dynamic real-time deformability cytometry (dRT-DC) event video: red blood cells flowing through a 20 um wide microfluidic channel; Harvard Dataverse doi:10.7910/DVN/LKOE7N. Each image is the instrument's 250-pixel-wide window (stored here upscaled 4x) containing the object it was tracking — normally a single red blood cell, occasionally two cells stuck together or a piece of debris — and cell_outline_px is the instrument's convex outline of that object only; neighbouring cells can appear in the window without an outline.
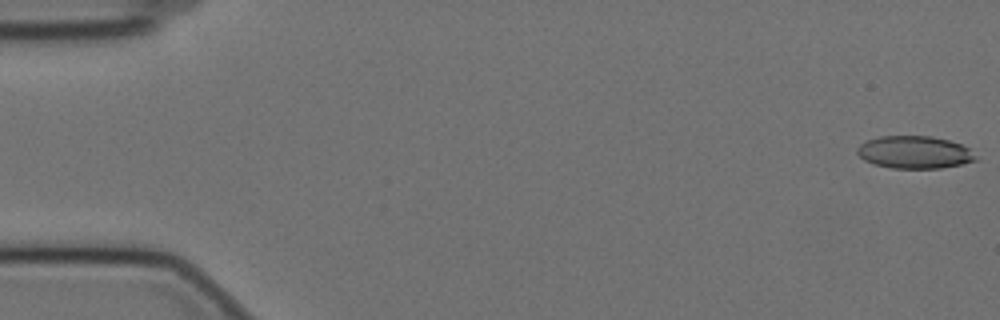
{"species": "Egyptian fruit bat (a non-hibernating species)", "species_latin": "Rousettus aegyptiacus", "temperature_condition": "cold", "stored_images_in_passage": 58, "camera_frame_rate_fps": 3000, "um_per_image_px": 0.085, "animal": {"sex": "female"}, "frame": {"image": 1, "passage_image": 1, "time_ms": 0.0, "image_size_px": [1000, 320], "cell_outline_px": [[976, 160], [960, 164], [940, 168], [892, 168], [872, 164], [864, 160], [856, 152], [856, 148], [860, 144], [868, 140], [880, 136], [932, 136], [948, 140], [960, 144], [968, 148], [976, 156]], "centroid_in_image_um": [77.69, 12.94], "position_along_channel_um": 7.3, "area_um2": 22.37}}
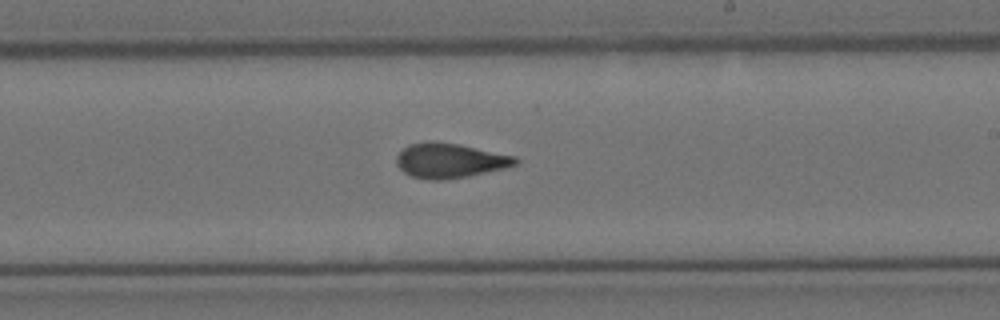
{"frame": {"image": 2, "passage_image": 34, "time_ms": 11.0, "image_size_px": [1000, 320], "cell_outline_px": [[520, 160], [516, 164], [504, 168], [468, 176], [444, 180], [428, 180], [412, 176], [404, 172], [396, 164], [396, 156], [408, 144], [428, 140], [460, 144], [516, 156]], "centroid_in_image_um": [38.22, 13.64], "position_along_channel_um": 250.8, "area_um2": 24.22}}
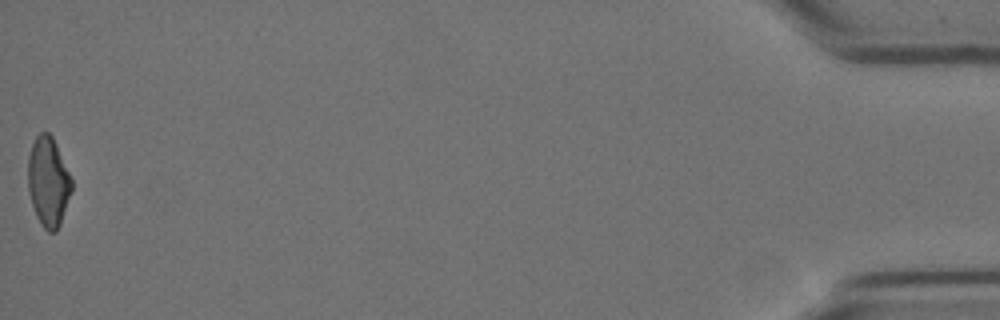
{"frame": {"image": 3, "passage_image": 58, "time_ms": 19.0, "image_size_px": [1000, 320], "cell_outline_px": [[72, 192], [60, 224], [56, 232], [48, 232], [40, 224], [36, 216], [28, 192], [28, 156], [32, 144], [36, 136], [40, 132], [48, 132], [52, 136], [56, 144], [72, 180]], "centroid_in_image_um": [4.1, 15.47], "position_along_channel_um": 431.1, "area_um2": 22.83}, "authors_computed_cell_mechanics": {"area_um2": 23.4668, "velocity_mm_per_s": 3.4893, "shape_relaxation_time_tau1_ms": null, "shape_relaxation_time_tau2_ms": 2.473, "deformation_change_tau1": null, "deformation_change_tau2": 0.1004}}